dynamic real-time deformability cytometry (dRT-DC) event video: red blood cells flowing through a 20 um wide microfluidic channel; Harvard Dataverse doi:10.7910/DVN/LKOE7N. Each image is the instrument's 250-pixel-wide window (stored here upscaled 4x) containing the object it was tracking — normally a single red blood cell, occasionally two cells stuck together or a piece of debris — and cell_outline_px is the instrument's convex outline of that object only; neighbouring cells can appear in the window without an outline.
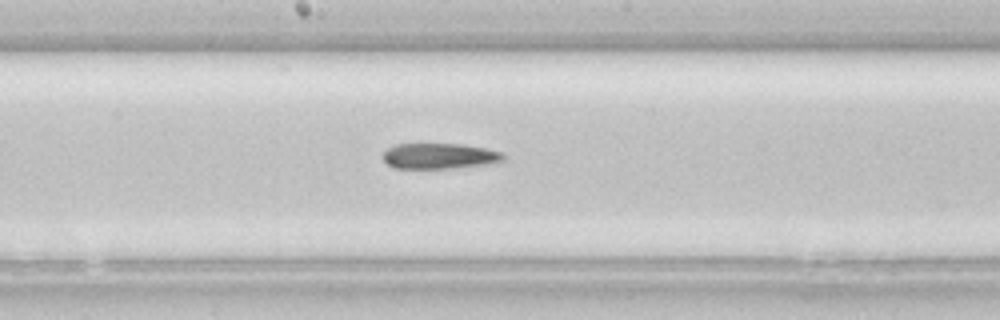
{"species": "common noctule bat (a hibernating species)", "species_latin": "Nyctalus noctula", "temperature_condition": "room temperature", "stored_images_in_passage": 32, "camera_frame_rate_fps": 3000, "um_per_image_px": 0.085, "animal": {"sex": "female", "body_mass_g": 22.7, "forearm_length_mm": 54.2}, "frame": {"image": 1, "passage_image": 19, "time_ms": 6.0, "image_size_px": [1000, 320], "cell_outline_px": [[504, 160], [496, 164], [452, 168], [396, 168], [388, 164], [384, 160], [384, 152], [388, 148], [396, 144], [464, 144], [504, 152]], "centroid_in_image_um": [37.44, 13.26], "position_along_channel_um": 210.8, "area_um2": 18.09}}